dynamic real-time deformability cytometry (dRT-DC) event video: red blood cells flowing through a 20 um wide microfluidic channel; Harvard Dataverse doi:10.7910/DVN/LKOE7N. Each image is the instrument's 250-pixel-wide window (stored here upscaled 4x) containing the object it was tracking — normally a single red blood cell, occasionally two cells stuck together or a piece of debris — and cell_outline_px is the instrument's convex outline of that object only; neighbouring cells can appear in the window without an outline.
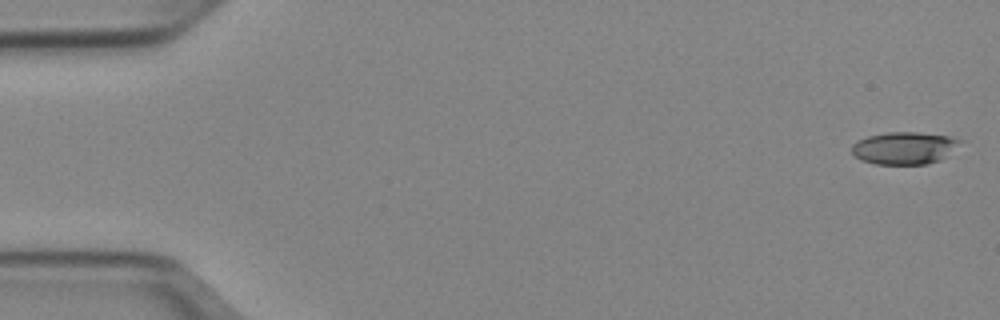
{"species": "Egyptian fruit bat (a non-hibernating species)", "species_latin": "Rousettus aegyptiacus", "temperature_condition": "cold", "stored_images_in_passage": 16, "camera_frame_rate_fps": 3000, "um_per_image_px": 0.085, "animal": {"sex": "female"}, "frame": {"image": 1, "passage_image": 1, "time_ms": 0.0, "image_size_px": [1000, 320], "cell_outline_px": [[964, 140], [940, 160], [928, 164], [876, 164], [860, 160], [852, 152], [852, 144], [856, 140], [868, 136], [888, 132], [916, 132], [948, 136]], "centroid_in_image_um": [76.84, 12.58], "position_along_channel_um": 8.2, "area_um2": 20.35}}
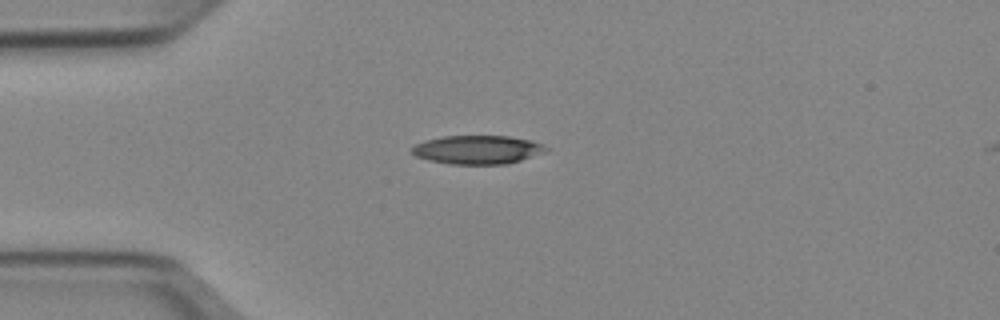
{"frame": {"image": 2, "passage_image": 13, "time_ms": 4.0, "image_size_px": [1000, 320], "cell_outline_px": [[552, 148], [548, 152], [508, 164], [452, 164], [428, 160], [416, 156], [412, 152], [412, 148], [416, 144], [424, 140], [444, 136], [508, 136], [532, 140], [544, 144]], "centroid_in_image_um": [40.68, 12.72], "position_along_channel_um": 44.3, "area_um2": 22.66}}